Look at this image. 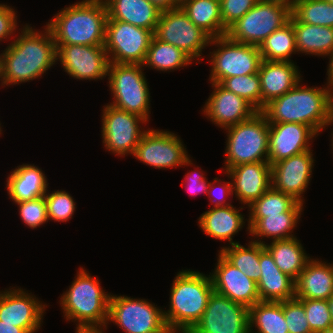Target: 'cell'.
<instances>
[{"label": "cell", "instance_id": "681fc988", "mask_svg": "<svg viewBox=\"0 0 333 333\" xmlns=\"http://www.w3.org/2000/svg\"><path fill=\"white\" fill-rule=\"evenodd\" d=\"M0 333H26L22 328L14 326V324L3 323L0 320Z\"/></svg>", "mask_w": 333, "mask_h": 333}, {"label": "cell", "instance_id": "484cf974", "mask_svg": "<svg viewBox=\"0 0 333 333\" xmlns=\"http://www.w3.org/2000/svg\"><path fill=\"white\" fill-rule=\"evenodd\" d=\"M244 207L236 209L233 205L226 207L211 208L201 214L198 219L200 229L208 236L218 239L220 241L227 240L230 242L228 245L238 244L233 241V235L241 231L245 226V220L240 213Z\"/></svg>", "mask_w": 333, "mask_h": 333}, {"label": "cell", "instance_id": "ffe728a7", "mask_svg": "<svg viewBox=\"0 0 333 333\" xmlns=\"http://www.w3.org/2000/svg\"><path fill=\"white\" fill-rule=\"evenodd\" d=\"M211 84L213 91L202 110L204 116L221 129L241 123L258 112L241 96L228 91L220 83Z\"/></svg>", "mask_w": 333, "mask_h": 333}, {"label": "cell", "instance_id": "f1b7e54d", "mask_svg": "<svg viewBox=\"0 0 333 333\" xmlns=\"http://www.w3.org/2000/svg\"><path fill=\"white\" fill-rule=\"evenodd\" d=\"M293 29L298 53L321 57L333 53V27L301 23L293 16Z\"/></svg>", "mask_w": 333, "mask_h": 333}, {"label": "cell", "instance_id": "f907efd6", "mask_svg": "<svg viewBox=\"0 0 333 333\" xmlns=\"http://www.w3.org/2000/svg\"><path fill=\"white\" fill-rule=\"evenodd\" d=\"M329 66L327 67V83L326 85H328L332 90H333V53L329 56Z\"/></svg>", "mask_w": 333, "mask_h": 333}, {"label": "cell", "instance_id": "52a82bcc", "mask_svg": "<svg viewBox=\"0 0 333 333\" xmlns=\"http://www.w3.org/2000/svg\"><path fill=\"white\" fill-rule=\"evenodd\" d=\"M143 67L141 64L109 63L108 85L114 99L110 105L149 121L150 93Z\"/></svg>", "mask_w": 333, "mask_h": 333}, {"label": "cell", "instance_id": "db71d44e", "mask_svg": "<svg viewBox=\"0 0 333 333\" xmlns=\"http://www.w3.org/2000/svg\"><path fill=\"white\" fill-rule=\"evenodd\" d=\"M328 306H329V310H330V313H331V318H332V321H333V296H331L328 299Z\"/></svg>", "mask_w": 333, "mask_h": 333}, {"label": "cell", "instance_id": "11a10c76", "mask_svg": "<svg viewBox=\"0 0 333 333\" xmlns=\"http://www.w3.org/2000/svg\"><path fill=\"white\" fill-rule=\"evenodd\" d=\"M332 124H333V112H332L331 118H330V120H329L328 126H329V125L333 126ZM331 135H332V139H331V143H332L331 146H332V147H331V148L333 149V132L331 133Z\"/></svg>", "mask_w": 333, "mask_h": 333}, {"label": "cell", "instance_id": "f5cc1de1", "mask_svg": "<svg viewBox=\"0 0 333 333\" xmlns=\"http://www.w3.org/2000/svg\"><path fill=\"white\" fill-rule=\"evenodd\" d=\"M258 1H263V2H275L279 4H287V5H292L293 0H258Z\"/></svg>", "mask_w": 333, "mask_h": 333}, {"label": "cell", "instance_id": "8992f818", "mask_svg": "<svg viewBox=\"0 0 333 333\" xmlns=\"http://www.w3.org/2000/svg\"><path fill=\"white\" fill-rule=\"evenodd\" d=\"M226 130L224 172L240 164L268 161L269 123L261 111Z\"/></svg>", "mask_w": 333, "mask_h": 333}, {"label": "cell", "instance_id": "44dd1931", "mask_svg": "<svg viewBox=\"0 0 333 333\" xmlns=\"http://www.w3.org/2000/svg\"><path fill=\"white\" fill-rule=\"evenodd\" d=\"M318 134L299 123L269 124L268 162L270 165L311 149V141ZM311 140V141H310Z\"/></svg>", "mask_w": 333, "mask_h": 333}, {"label": "cell", "instance_id": "4316f807", "mask_svg": "<svg viewBox=\"0 0 333 333\" xmlns=\"http://www.w3.org/2000/svg\"><path fill=\"white\" fill-rule=\"evenodd\" d=\"M6 183L7 193L14 203L44 196L49 185L42 169L25 163L12 169Z\"/></svg>", "mask_w": 333, "mask_h": 333}, {"label": "cell", "instance_id": "7bdbcfd3", "mask_svg": "<svg viewBox=\"0 0 333 333\" xmlns=\"http://www.w3.org/2000/svg\"><path fill=\"white\" fill-rule=\"evenodd\" d=\"M19 207V215L31 229L40 227L48 222L47 205L44 196L36 199L15 202Z\"/></svg>", "mask_w": 333, "mask_h": 333}, {"label": "cell", "instance_id": "1f68e13d", "mask_svg": "<svg viewBox=\"0 0 333 333\" xmlns=\"http://www.w3.org/2000/svg\"><path fill=\"white\" fill-rule=\"evenodd\" d=\"M249 216L246 221L248 233L250 229L263 217L267 215H279L288 210H303V203L297 201L293 196L275 190L272 186L249 207Z\"/></svg>", "mask_w": 333, "mask_h": 333}, {"label": "cell", "instance_id": "9a60e30c", "mask_svg": "<svg viewBox=\"0 0 333 333\" xmlns=\"http://www.w3.org/2000/svg\"><path fill=\"white\" fill-rule=\"evenodd\" d=\"M188 333H249V308L213 291L203 315Z\"/></svg>", "mask_w": 333, "mask_h": 333}, {"label": "cell", "instance_id": "e0dca14e", "mask_svg": "<svg viewBox=\"0 0 333 333\" xmlns=\"http://www.w3.org/2000/svg\"><path fill=\"white\" fill-rule=\"evenodd\" d=\"M31 294L19 287L0 291V320L14 324L26 333H36L43 322L47 305Z\"/></svg>", "mask_w": 333, "mask_h": 333}, {"label": "cell", "instance_id": "6f0895ef", "mask_svg": "<svg viewBox=\"0 0 333 333\" xmlns=\"http://www.w3.org/2000/svg\"><path fill=\"white\" fill-rule=\"evenodd\" d=\"M178 6H181L187 0H174Z\"/></svg>", "mask_w": 333, "mask_h": 333}, {"label": "cell", "instance_id": "816d5d0a", "mask_svg": "<svg viewBox=\"0 0 333 333\" xmlns=\"http://www.w3.org/2000/svg\"><path fill=\"white\" fill-rule=\"evenodd\" d=\"M76 333H105L103 329H76Z\"/></svg>", "mask_w": 333, "mask_h": 333}, {"label": "cell", "instance_id": "cb8c5ba5", "mask_svg": "<svg viewBox=\"0 0 333 333\" xmlns=\"http://www.w3.org/2000/svg\"><path fill=\"white\" fill-rule=\"evenodd\" d=\"M261 275L257 282L260 301L282 302L295 298V281L275 264L269 251L260 243Z\"/></svg>", "mask_w": 333, "mask_h": 333}, {"label": "cell", "instance_id": "f35d334b", "mask_svg": "<svg viewBox=\"0 0 333 333\" xmlns=\"http://www.w3.org/2000/svg\"><path fill=\"white\" fill-rule=\"evenodd\" d=\"M220 84L228 91L241 96L257 111H261V83L258 73L225 78Z\"/></svg>", "mask_w": 333, "mask_h": 333}, {"label": "cell", "instance_id": "680465c9", "mask_svg": "<svg viewBox=\"0 0 333 333\" xmlns=\"http://www.w3.org/2000/svg\"><path fill=\"white\" fill-rule=\"evenodd\" d=\"M168 333H188V332H173V331H169Z\"/></svg>", "mask_w": 333, "mask_h": 333}, {"label": "cell", "instance_id": "ee69618b", "mask_svg": "<svg viewBox=\"0 0 333 333\" xmlns=\"http://www.w3.org/2000/svg\"><path fill=\"white\" fill-rule=\"evenodd\" d=\"M258 0H220L221 18L227 31L242 18Z\"/></svg>", "mask_w": 333, "mask_h": 333}, {"label": "cell", "instance_id": "ab89813d", "mask_svg": "<svg viewBox=\"0 0 333 333\" xmlns=\"http://www.w3.org/2000/svg\"><path fill=\"white\" fill-rule=\"evenodd\" d=\"M47 190L44 198L47 205L48 220L67 222L74 215L76 202L65 190H54L51 193Z\"/></svg>", "mask_w": 333, "mask_h": 333}, {"label": "cell", "instance_id": "e575fe53", "mask_svg": "<svg viewBox=\"0 0 333 333\" xmlns=\"http://www.w3.org/2000/svg\"><path fill=\"white\" fill-rule=\"evenodd\" d=\"M192 61L181 49L153 36L143 66L157 71L171 72L189 66Z\"/></svg>", "mask_w": 333, "mask_h": 333}, {"label": "cell", "instance_id": "bcb514c9", "mask_svg": "<svg viewBox=\"0 0 333 333\" xmlns=\"http://www.w3.org/2000/svg\"><path fill=\"white\" fill-rule=\"evenodd\" d=\"M15 10L7 4L0 3V41L10 39L16 33L18 23ZM15 32V33H14Z\"/></svg>", "mask_w": 333, "mask_h": 333}, {"label": "cell", "instance_id": "5b68a950", "mask_svg": "<svg viewBox=\"0 0 333 333\" xmlns=\"http://www.w3.org/2000/svg\"><path fill=\"white\" fill-rule=\"evenodd\" d=\"M99 280L79 268L69 289L61 295L60 305L65 320L76 323V329H107L110 295Z\"/></svg>", "mask_w": 333, "mask_h": 333}, {"label": "cell", "instance_id": "7c38bea8", "mask_svg": "<svg viewBox=\"0 0 333 333\" xmlns=\"http://www.w3.org/2000/svg\"><path fill=\"white\" fill-rule=\"evenodd\" d=\"M102 112L103 146L117 156L133 155L140 139L148 131L141 128L140 124L148 121L110 104L105 105Z\"/></svg>", "mask_w": 333, "mask_h": 333}, {"label": "cell", "instance_id": "b9f144b4", "mask_svg": "<svg viewBox=\"0 0 333 333\" xmlns=\"http://www.w3.org/2000/svg\"><path fill=\"white\" fill-rule=\"evenodd\" d=\"M283 314L288 326V333H313L303 302L298 298L283 301Z\"/></svg>", "mask_w": 333, "mask_h": 333}, {"label": "cell", "instance_id": "6da1fadb", "mask_svg": "<svg viewBox=\"0 0 333 333\" xmlns=\"http://www.w3.org/2000/svg\"><path fill=\"white\" fill-rule=\"evenodd\" d=\"M0 54L1 86L26 83L41 78L57 62V48L51 30H35L30 25Z\"/></svg>", "mask_w": 333, "mask_h": 333}, {"label": "cell", "instance_id": "c3c4849f", "mask_svg": "<svg viewBox=\"0 0 333 333\" xmlns=\"http://www.w3.org/2000/svg\"><path fill=\"white\" fill-rule=\"evenodd\" d=\"M161 12L178 8L174 0H149Z\"/></svg>", "mask_w": 333, "mask_h": 333}, {"label": "cell", "instance_id": "7402d4cb", "mask_svg": "<svg viewBox=\"0 0 333 333\" xmlns=\"http://www.w3.org/2000/svg\"><path fill=\"white\" fill-rule=\"evenodd\" d=\"M232 181L233 194L248 207L271 186V165L268 161L244 163L226 170Z\"/></svg>", "mask_w": 333, "mask_h": 333}, {"label": "cell", "instance_id": "277c9868", "mask_svg": "<svg viewBox=\"0 0 333 333\" xmlns=\"http://www.w3.org/2000/svg\"><path fill=\"white\" fill-rule=\"evenodd\" d=\"M213 291L210 275L179 271L170 288L169 310H163L169 331L189 332L203 315Z\"/></svg>", "mask_w": 333, "mask_h": 333}, {"label": "cell", "instance_id": "9f6ffc18", "mask_svg": "<svg viewBox=\"0 0 333 333\" xmlns=\"http://www.w3.org/2000/svg\"><path fill=\"white\" fill-rule=\"evenodd\" d=\"M318 333H333V327L327 328L326 330L320 331Z\"/></svg>", "mask_w": 333, "mask_h": 333}, {"label": "cell", "instance_id": "4fadbf2b", "mask_svg": "<svg viewBox=\"0 0 333 333\" xmlns=\"http://www.w3.org/2000/svg\"><path fill=\"white\" fill-rule=\"evenodd\" d=\"M154 36L181 49L193 61L201 60L202 51L209 46L211 40L206 32L189 19L180 6L161 12Z\"/></svg>", "mask_w": 333, "mask_h": 333}, {"label": "cell", "instance_id": "603a6c76", "mask_svg": "<svg viewBox=\"0 0 333 333\" xmlns=\"http://www.w3.org/2000/svg\"><path fill=\"white\" fill-rule=\"evenodd\" d=\"M296 63L262 60L259 67L261 111L273 99L281 97L301 81Z\"/></svg>", "mask_w": 333, "mask_h": 333}, {"label": "cell", "instance_id": "d6986e66", "mask_svg": "<svg viewBox=\"0 0 333 333\" xmlns=\"http://www.w3.org/2000/svg\"><path fill=\"white\" fill-rule=\"evenodd\" d=\"M214 291L247 308L260 301L257 283L231 264L220 252L210 273Z\"/></svg>", "mask_w": 333, "mask_h": 333}, {"label": "cell", "instance_id": "83f0119b", "mask_svg": "<svg viewBox=\"0 0 333 333\" xmlns=\"http://www.w3.org/2000/svg\"><path fill=\"white\" fill-rule=\"evenodd\" d=\"M108 19L119 20L155 32L161 11L149 0H104Z\"/></svg>", "mask_w": 333, "mask_h": 333}, {"label": "cell", "instance_id": "f6af8a7d", "mask_svg": "<svg viewBox=\"0 0 333 333\" xmlns=\"http://www.w3.org/2000/svg\"><path fill=\"white\" fill-rule=\"evenodd\" d=\"M223 179L214 178L213 182L209 183L207 196L211 203L214 204L213 208L226 207L232 205L231 203H226L227 197L233 194L232 181H223ZM222 183V184H221ZM218 185V186H216ZM218 187V188H217ZM217 189L218 192L215 190ZM219 189V190H218ZM214 192V194H213ZM216 192V193H215Z\"/></svg>", "mask_w": 333, "mask_h": 333}, {"label": "cell", "instance_id": "f546056e", "mask_svg": "<svg viewBox=\"0 0 333 333\" xmlns=\"http://www.w3.org/2000/svg\"><path fill=\"white\" fill-rule=\"evenodd\" d=\"M264 247L273 257L277 267L294 281L311 259L297 237L270 241V244L266 243Z\"/></svg>", "mask_w": 333, "mask_h": 333}, {"label": "cell", "instance_id": "d4e9b609", "mask_svg": "<svg viewBox=\"0 0 333 333\" xmlns=\"http://www.w3.org/2000/svg\"><path fill=\"white\" fill-rule=\"evenodd\" d=\"M333 296V263L311 258L295 281L298 299L328 300Z\"/></svg>", "mask_w": 333, "mask_h": 333}, {"label": "cell", "instance_id": "2e32d148", "mask_svg": "<svg viewBox=\"0 0 333 333\" xmlns=\"http://www.w3.org/2000/svg\"><path fill=\"white\" fill-rule=\"evenodd\" d=\"M57 61L69 76L79 80H102L108 74L109 59L104 45H56Z\"/></svg>", "mask_w": 333, "mask_h": 333}, {"label": "cell", "instance_id": "60d3db41", "mask_svg": "<svg viewBox=\"0 0 333 333\" xmlns=\"http://www.w3.org/2000/svg\"><path fill=\"white\" fill-rule=\"evenodd\" d=\"M303 302L304 310L309 326L313 333L324 331L333 327V321L328 306V300L300 299Z\"/></svg>", "mask_w": 333, "mask_h": 333}, {"label": "cell", "instance_id": "4dcf8cb0", "mask_svg": "<svg viewBox=\"0 0 333 333\" xmlns=\"http://www.w3.org/2000/svg\"><path fill=\"white\" fill-rule=\"evenodd\" d=\"M180 7L211 38L227 34L221 18L220 0H187Z\"/></svg>", "mask_w": 333, "mask_h": 333}, {"label": "cell", "instance_id": "74e56055", "mask_svg": "<svg viewBox=\"0 0 333 333\" xmlns=\"http://www.w3.org/2000/svg\"><path fill=\"white\" fill-rule=\"evenodd\" d=\"M291 14L301 23L333 27V4L327 0H293Z\"/></svg>", "mask_w": 333, "mask_h": 333}, {"label": "cell", "instance_id": "d590c367", "mask_svg": "<svg viewBox=\"0 0 333 333\" xmlns=\"http://www.w3.org/2000/svg\"><path fill=\"white\" fill-rule=\"evenodd\" d=\"M262 60L290 62L292 54H298L295 32L293 29V15L282 28L271 33L259 46Z\"/></svg>", "mask_w": 333, "mask_h": 333}, {"label": "cell", "instance_id": "7dc6e473", "mask_svg": "<svg viewBox=\"0 0 333 333\" xmlns=\"http://www.w3.org/2000/svg\"><path fill=\"white\" fill-rule=\"evenodd\" d=\"M205 174L202 173V171L198 170H192V172H188L184 176L185 182H183L186 186L185 189H187V192L191 196H196L199 193L207 194L209 183L207 178L204 176Z\"/></svg>", "mask_w": 333, "mask_h": 333}, {"label": "cell", "instance_id": "ac0fdd59", "mask_svg": "<svg viewBox=\"0 0 333 333\" xmlns=\"http://www.w3.org/2000/svg\"><path fill=\"white\" fill-rule=\"evenodd\" d=\"M313 150L280 160L271 165L272 187L293 196L304 204V192L310 184L314 168Z\"/></svg>", "mask_w": 333, "mask_h": 333}, {"label": "cell", "instance_id": "9c48e42d", "mask_svg": "<svg viewBox=\"0 0 333 333\" xmlns=\"http://www.w3.org/2000/svg\"><path fill=\"white\" fill-rule=\"evenodd\" d=\"M209 45L217 49L210 52V83H221L225 78L258 73L262 61L257 46L238 43L227 35L211 38Z\"/></svg>", "mask_w": 333, "mask_h": 333}, {"label": "cell", "instance_id": "3957f363", "mask_svg": "<svg viewBox=\"0 0 333 333\" xmlns=\"http://www.w3.org/2000/svg\"><path fill=\"white\" fill-rule=\"evenodd\" d=\"M107 7L104 0H83L62 8L46 24L56 45H104Z\"/></svg>", "mask_w": 333, "mask_h": 333}, {"label": "cell", "instance_id": "d6a6232c", "mask_svg": "<svg viewBox=\"0 0 333 333\" xmlns=\"http://www.w3.org/2000/svg\"><path fill=\"white\" fill-rule=\"evenodd\" d=\"M302 211L303 210H288L279 215H267V217L261 218L250 229L249 234L256 239L258 238L257 240L252 239L251 241L264 245L265 241H262L260 238L271 237L270 240L277 241L296 237L292 233L295 227H297Z\"/></svg>", "mask_w": 333, "mask_h": 333}, {"label": "cell", "instance_id": "8fae6325", "mask_svg": "<svg viewBox=\"0 0 333 333\" xmlns=\"http://www.w3.org/2000/svg\"><path fill=\"white\" fill-rule=\"evenodd\" d=\"M154 32L119 20H107L104 48L110 63L143 65Z\"/></svg>", "mask_w": 333, "mask_h": 333}, {"label": "cell", "instance_id": "7a4b0ae2", "mask_svg": "<svg viewBox=\"0 0 333 333\" xmlns=\"http://www.w3.org/2000/svg\"><path fill=\"white\" fill-rule=\"evenodd\" d=\"M298 83L262 109L269 124L299 123L311 127L318 135L328 126L333 112V90L302 86Z\"/></svg>", "mask_w": 333, "mask_h": 333}, {"label": "cell", "instance_id": "836d02e7", "mask_svg": "<svg viewBox=\"0 0 333 333\" xmlns=\"http://www.w3.org/2000/svg\"><path fill=\"white\" fill-rule=\"evenodd\" d=\"M255 328L253 330V328ZM288 333L283 301H259L249 308V333Z\"/></svg>", "mask_w": 333, "mask_h": 333}, {"label": "cell", "instance_id": "5bb4252c", "mask_svg": "<svg viewBox=\"0 0 333 333\" xmlns=\"http://www.w3.org/2000/svg\"><path fill=\"white\" fill-rule=\"evenodd\" d=\"M185 147L177 134L148 128L133 156L148 166L164 170L193 165Z\"/></svg>", "mask_w": 333, "mask_h": 333}, {"label": "cell", "instance_id": "30bf717a", "mask_svg": "<svg viewBox=\"0 0 333 333\" xmlns=\"http://www.w3.org/2000/svg\"><path fill=\"white\" fill-rule=\"evenodd\" d=\"M156 306L145 299L112 294L107 325L113 322L125 333H168L163 310Z\"/></svg>", "mask_w": 333, "mask_h": 333}, {"label": "cell", "instance_id": "8d00e7d4", "mask_svg": "<svg viewBox=\"0 0 333 333\" xmlns=\"http://www.w3.org/2000/svg\"><path fill=\"white\" fill-rule=\"evenodd\" d=\"M220 252L231 264L256 283L261 275L260 243L249 241L247 247L233 244L221 247Z\"/></svg>", "mask_w": 333, "mask_h": 333}, {"label": "cell", "instance_id": "ba28073f", "mask_svg": "<svg viewBox=\"0 0 333 333\" xmlns=\"http://www.w3.org/2000/svg\"><path fill=\"white\" fill-rule=\"evenodd\" d=\"M292 5L258 1L228 30L227 36L238 43L259 47L274 31L287 24Z\"/></svg>", "mask_w": 333, "mask_h": 333}]
</instances>
